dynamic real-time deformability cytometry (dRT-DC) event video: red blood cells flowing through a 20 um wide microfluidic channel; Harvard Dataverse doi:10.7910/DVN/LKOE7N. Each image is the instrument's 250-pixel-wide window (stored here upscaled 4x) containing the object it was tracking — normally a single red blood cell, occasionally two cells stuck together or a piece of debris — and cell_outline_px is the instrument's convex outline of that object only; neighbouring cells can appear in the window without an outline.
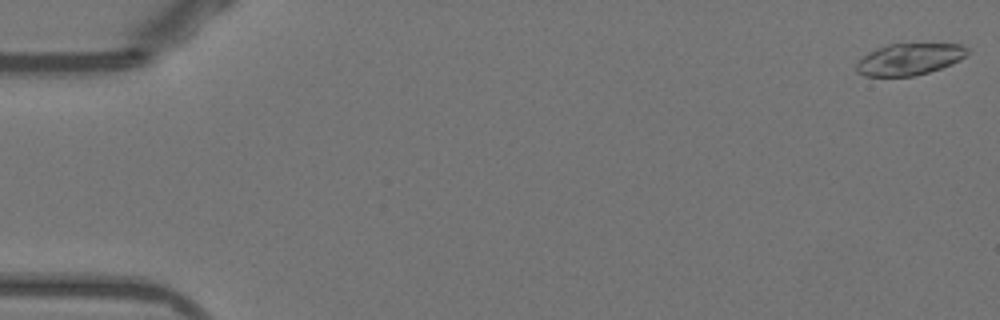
{"species": "Egyptian fruit bat (a non-hibernating species)", "species_latin": "Rousettus aegyptiacus", "temperature_condition": "warm", "stored_images_in_passage": 29, "camera_frame_rate_fps": 3000, "um_per_image_px": 0.085, "animal": {"sex": "female"}, "frame": {"image": 1, "passage_image": 1, "time_ms": 0.0, "image_size_px": [1000, 320], "cell_outline_px": [[968, 52], [960, 60], [952, 64], [928, 72], [912, 76], [864, 76], [856, 72], [856, 64], [868, 52], [876, 48], [888, 44], [960, 44], [968, 48]], "centroid_in_image_um": [77.27, 5.03], "position_along_channel_um": 7.7, "area_um2": 20.35}}
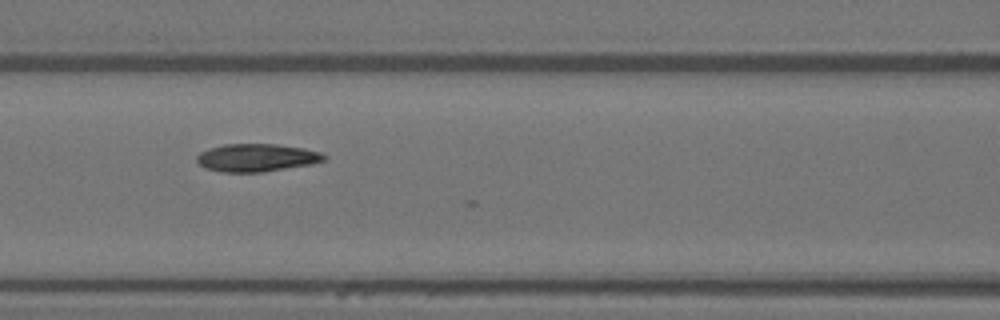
{"frame": {"image": 2, "passage_image": 23, "time_ms": 7.333, "image_size_px": [1000, 320], "cell_outline_px": [[328, 156], [324, 160], [312, 164], [264, 172], [224, 172], [204, 168], [196, 160], [196, 156], [200, 152], [224, 144], [276, 144], [304, 148], [320, 152]], "centroid_in_image_um": [21.83, 13.4], "position_along_channel_um": 144.8, "area_um2": 20.63}}
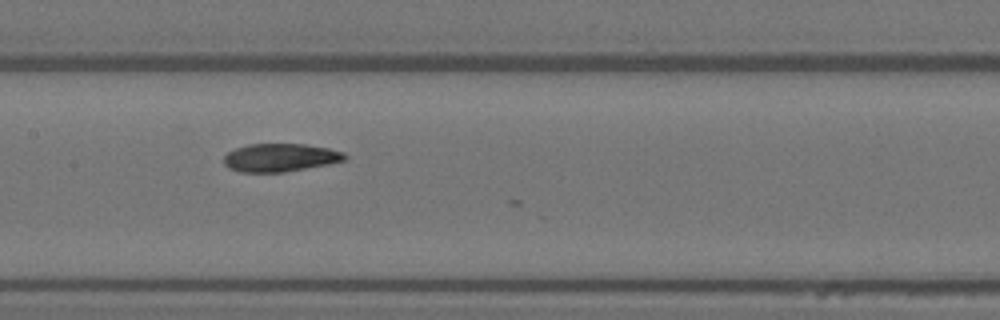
{"frame": {"image": 3, "passage_image": 26, "time_ms": 8.333, "image_size_px": [1000, 320], "cell_outline_px": [[348, 156], [344, 160], [328, 164], [284, 172], [240, 172], [228, 168], [224, 164], [224, 156], [228, 152], [236, 148], [248, 144], [304, 144], [328, 148], [344, 152]], "centroid_in_image_um": [23.8, 13.39], "position_along_channel_um": 183.6, "area_um2": 19.77}}